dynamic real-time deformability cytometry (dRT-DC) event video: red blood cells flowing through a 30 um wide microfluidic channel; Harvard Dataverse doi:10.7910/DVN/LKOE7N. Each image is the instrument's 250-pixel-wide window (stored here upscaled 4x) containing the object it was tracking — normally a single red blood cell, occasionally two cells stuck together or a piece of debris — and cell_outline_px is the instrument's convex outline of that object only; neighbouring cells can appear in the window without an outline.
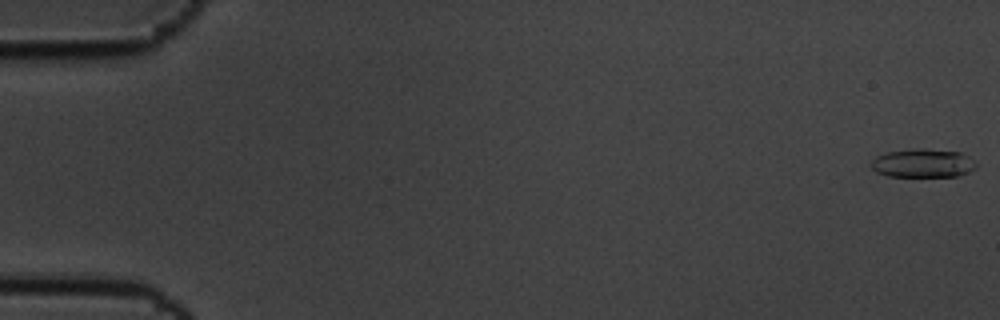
{"species": "common noctule bat (a hibernating species)", "species_latin": "Nyctalus noctula", "temperature_condition": "cold", "stored_images_in_passage": 5, "camera_frame_rate_fps": 3000, "um_per_image_px": 0.085, "animal": {"sex": "male", "body_mass_g": 19.5, "forearm_length_mm": 54.6}, "frame": {"image": 1, "passage_image": 1, "time_ms": 0.0, "image_size_px": [1000, 320], "cell_outline_px": [[976, 168], [972, 172], [956, 176], [888, 176], [876, 172], [872, 168], [872, 160], [876, 156], [888, 152], [916, 148], [924, 148], [960, 152], [968, 156], [976, 164]], "centroid_in_image_um": [78.47, 13.87], "position_along_channel_um": 6.5, "area_um2": 17.51}}
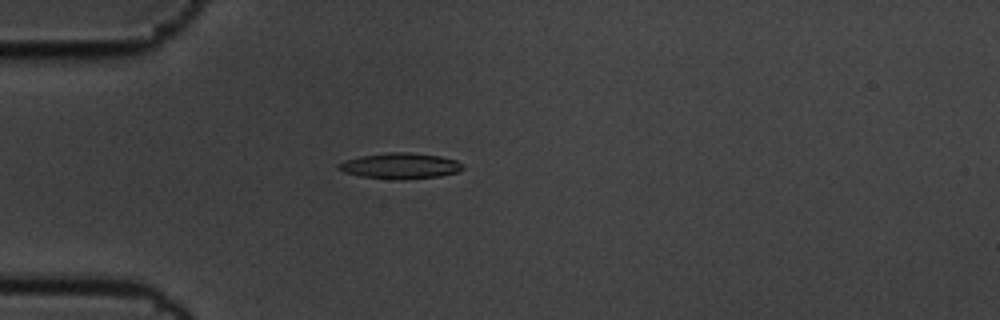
{"frame": {"image": 2, "passage_image": 5, "time_ms": 1.333, "image_size_px": [1000, 320], "cell_outline_px": [[464, 168], [456, 172], [440, 176], [400, 180], [396, 180], [360, 176], [344, 172], [336, 168], [336, 164], [344, 160], [360, 156], [388, 152], [408, 152], [440, 156], [456, 160], [464, 164]], "centroid_in_image_um": [33.99, 14.1], "position_along_channel_um": 51.0, "area_um2": 18.84}}